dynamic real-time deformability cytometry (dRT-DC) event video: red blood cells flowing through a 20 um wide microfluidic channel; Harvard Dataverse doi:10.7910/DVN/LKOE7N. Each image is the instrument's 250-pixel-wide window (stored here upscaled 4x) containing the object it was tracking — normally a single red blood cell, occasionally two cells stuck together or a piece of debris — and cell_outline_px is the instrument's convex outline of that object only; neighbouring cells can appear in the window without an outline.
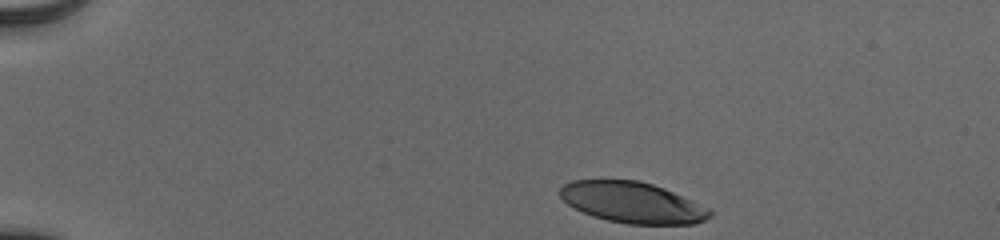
{"species": "human", "species_latin": "Homo sapiens", "temperature_condition": "cold", "stored_images_in_passage": 39, "camera_frame_rate_fps": 3000, "um_per_image_px": 0.085, "donor": {"sex": "male"}, "frame": {"image": 1, "passage_image": 1, "time_ms": 0.0, "image_size_px": [1000, 240], "cell_outline_px": [[712, 216], [704, 220], [692, 224], [628, 224], [608, 220], [592, 216], [568, 204], [560, 196], [560, 188], [564, 184], [572, 180], [636, 180], [652, 184], [664, 188], [712, 208]], "centroid_in_image_um": [53.8, 17.21], "position_along_channel_um": 31.2, "area_um2": 35.72}}
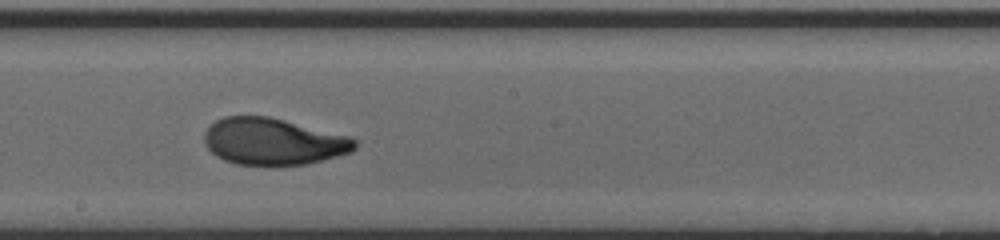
{"frame": {"image": 2, "passage_image": 23, "time_ms": 7.333, "image_size_px": [1000, 240], "cell_outline_px": [[356, 148], [352, 152], [304, 164], [236, 164], [224, 160], [216, 156], [208, 148], [204, 140], [204, 132], [216, 120], [224, 116], [268, 116], [348, 136], [356, 140]], "centroid_in_image_um": [23.19, 12.02], "position_along_channel_um": 225.0, "area_um2": 40.4}}
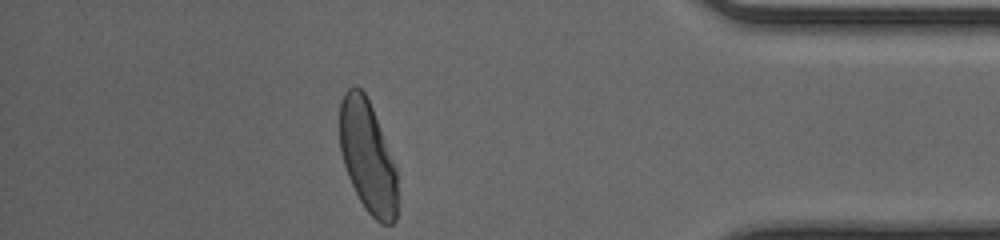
{"frame": {"image": 3, "passage_image": 39, "time_ms": 12.667, "image_size_px": [1000, 240], "cell_outline_px": [[400, 200], [396, 220], [392, 224], [380, 224], [364, 208], [348, 176], [340, 152], [340, 100], [344, 92], [352, 84], [356, 84], [364, 92], [372, 108], [396, 168], [400, 196]], "centroid_in_image_um": [31.28, 13.37], "position_along_channel_um": 403.9, "area_um2": 38.21}, "authors_computed_cell_mechanics": {"area_um2": 40.0554, "velocity_mm_per_s": 3.8987, "shape_relaxation_time_tau1_ms": 4.4243, "shape_relaxation_time_tau2_ms": 1.2449, "deformation_change_tau1": 0.1953, "deformation_change_tau2": 0.0666}}